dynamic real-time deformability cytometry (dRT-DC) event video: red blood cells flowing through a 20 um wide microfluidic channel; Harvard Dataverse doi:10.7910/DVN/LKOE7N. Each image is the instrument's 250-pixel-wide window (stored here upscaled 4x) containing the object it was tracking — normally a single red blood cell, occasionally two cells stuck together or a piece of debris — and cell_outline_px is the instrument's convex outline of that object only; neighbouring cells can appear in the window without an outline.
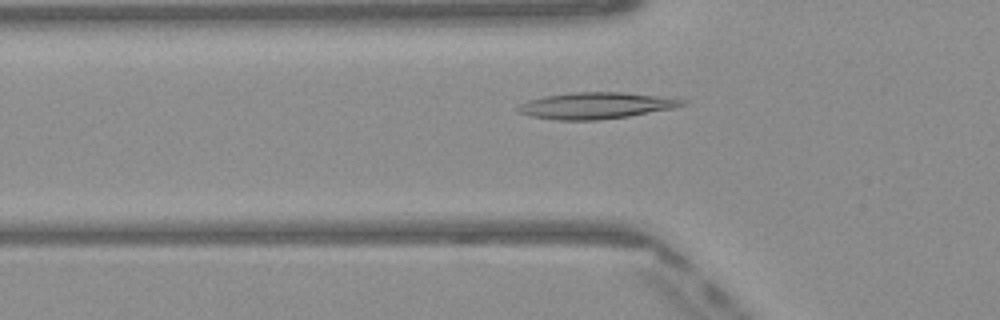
{"species": "Egyptian fruit bat (a non-hibernating species)", "species_latin": "Rousettus aegyptiacus", "temperature_condition": "warm", "stored_images_in_passage": 46, "camera_frame_rate_fps": 3000, "um_per_image_px": 0.085, "frame": {"image": 1, "passage_image": 13, "time_ms": 4.0, "image_size_px": [1000, 320], "cell_outline_px": [[684, 104], [672, 108], [628, 116], [600, 120], [556, 120], [532, 116], [520, 112], [516, 108], [520, 104], [528, 100], [544, 96], [572, 92], [624, 92], [656, 96], [684, 100]], "centroid_in_image_um": [50.58, 8.97], "position_along_channel_um": 75.2, "area_um2": 24.91}}
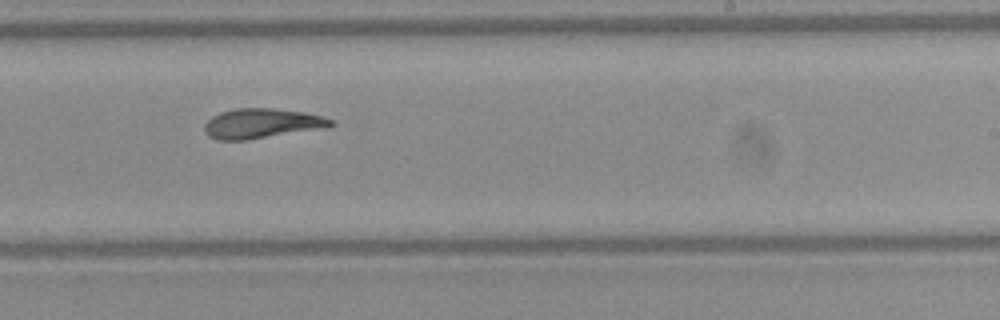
{"frame": {"image": 2, "passage_image": 27, "time_ms": 8.667, "image_size_px": [1000, 320], "cell_outline_px": [[336, 124], [328, 128], [248, 140], [216, 140], [208, 136], [204, 132], [204, 124], [212, 116], [220, 112], [236, 108], [272, 108], [304, 112], [324, 116], [332, 120]], "centroid_in_image_um": [22.27, 10.5], "position_along_channel_um": 266.7, "area_um2": 22.37}}
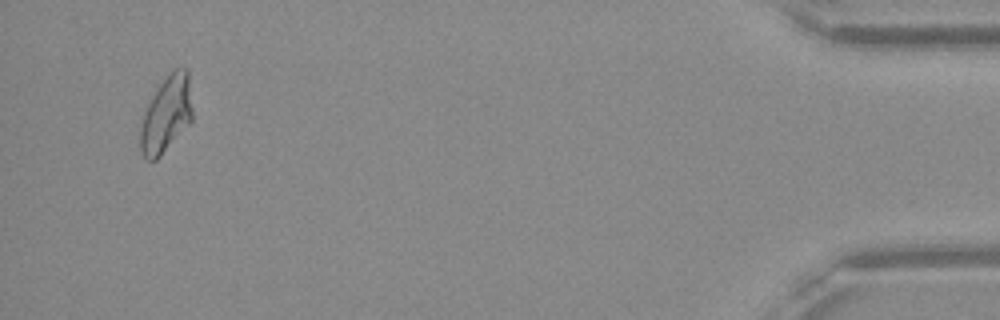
{"frame": {"image": 3, "passage_image": 44, "time_ms": 14.333, "image_size_px": [1000, 320], "cell_outline_px": [[192, 120], [160, 156], [156, 160], [144, 160], [140, 152], [140, 128], [144, 112], [156, 88], [176, 68], [188, 68], [192, 108]], "centroid_in_image_um": [14.12, 9.74], "position_along_channel_um": 421.1, "area_um2": 23.0}, "authors_computed_cell_mechanics": {"area_um2": 22.7154, "velocity_mm_per_s": 4.0868, "shape_relaxation_time_tau1_ms": null, "shape_relaxation_time_tau2_ms": 2.8328, "deformation_change_tau1": null, "deformation_change_tau2": 0.109}}